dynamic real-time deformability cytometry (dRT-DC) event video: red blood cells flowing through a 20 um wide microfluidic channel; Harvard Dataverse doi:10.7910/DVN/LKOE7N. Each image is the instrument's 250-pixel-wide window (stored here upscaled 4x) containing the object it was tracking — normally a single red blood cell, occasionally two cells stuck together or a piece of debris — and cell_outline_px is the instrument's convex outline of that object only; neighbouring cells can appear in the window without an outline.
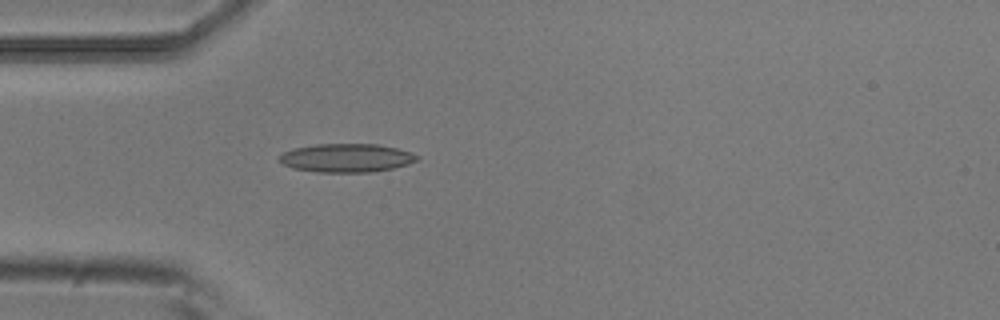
{"species": "common noctule bat (a hibernating species)", "species_latin": "Nyctalus noctula", "temperature_condition": "room temperature", "stored_images_in_passage": 2, "camera_frame_rate_fps": 3000, "um_per_image_px": 0.085, "animal": {"sex": "male", "body_mass_g": 20.5, "forearm_length_mm": 52.5}, "frame": {"image": 1, "passage_image": 2, "time_ms": 0.333, "image_size_px": [1000, 320], "cell_outline_px": [[420, 160], [408, 164], [392, 168], [372, 172], [316, 172], [292, 168], [284, 164], [280, 160], [280, 156], [284, 152], [292, 148], [316, 144], [376, 144], [396, 148], [420, 156]], "centroid_in_image_um": [29.46, 13.42], "position_along_channel_um": 55.5, "area_um2": 22.83}}